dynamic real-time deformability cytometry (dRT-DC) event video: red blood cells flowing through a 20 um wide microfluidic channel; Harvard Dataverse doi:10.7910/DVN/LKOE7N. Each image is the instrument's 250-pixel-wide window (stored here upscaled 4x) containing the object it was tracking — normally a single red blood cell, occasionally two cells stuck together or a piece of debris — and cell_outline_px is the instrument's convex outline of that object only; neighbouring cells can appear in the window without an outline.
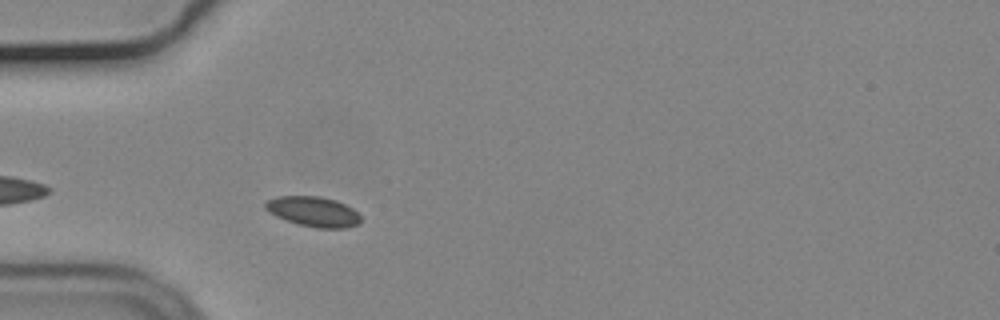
{"species": "common noctule bat (a hibernating species)", "species_latin": "Nyctalus noctula", "temperature_condition": "cold", "stored_images_in_passage": 12, "camera_frame_rate_fps": 3000, "um_per_image_px": 0.085, "animal": {"sex": "male", "body_mass_g": 19.2, "forearm_length_mm": 51.8}, "frame": {"image": 1, "passage_image": 4, "time_ms": 1.0, "image_size_px": [1000, 320], "cell_outline_px": [[360, 224], [348, 228], [316, 228], [300, 224], [276, 216], [268, 212], [264, 208], [264, 204], [268, 200], [276, 196], [320, 196], [336, 200], [352, 208], [360, 216]], "centroid_in_image_um": [26.64, 17.98], "position_along_channel_um": 58.4, "area_um2": 16.7}}
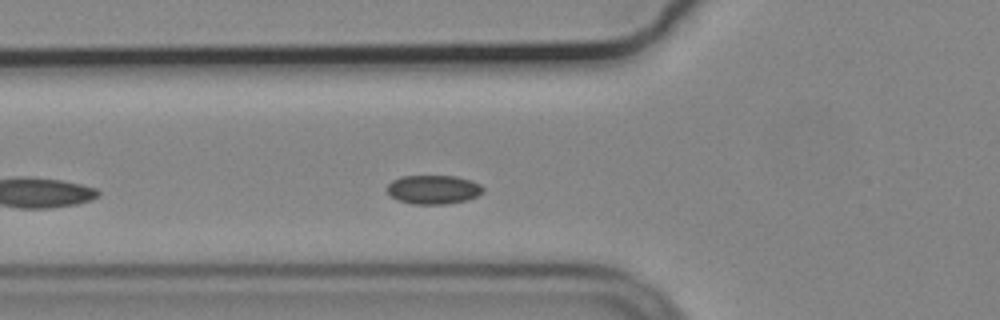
{"frame": {"image": 2, "passage_image": 7, "time_ms": 2.0, "image_size_px": [1000, 320], "cell_outline_px": [[484, 192], [468, 200], [448, 204], [412, 204], [396, 200], [388, 192], [388, 184], [392, 180], [400, 176], [456, 176], [472, 180], [480, 184], [484, 188]], "centroid_in_image_um": [36.86, 16.11], "position_along_channel_um": 88.9, "area_um2": 16.36}}
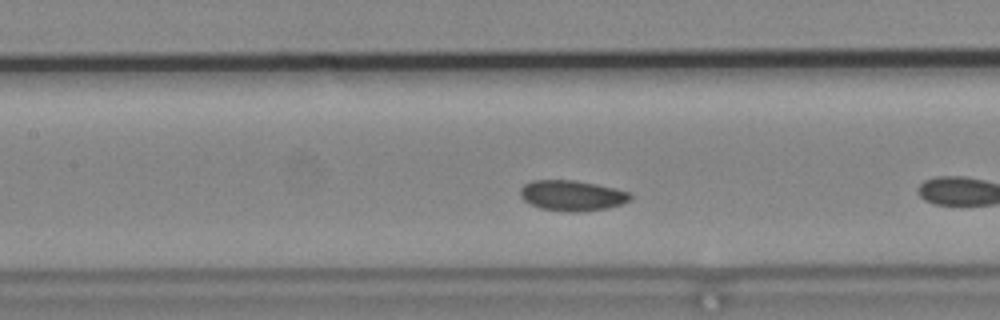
{"frame": {"image": 3, "passage_image": 10, "time_ms": 3.0, "image_size_px": [1000, 320], "cell_outline_px": [[632, 200], [608, 208], [580, 212], [568, 212], [540, 208], [524, 200], [520, 196], [520, 188], [524, 184], [532, 180], [576, 180], [596, 184], [632, 192]], "centroid_in_image_um": [48.65, 16.62], "position_along_channel_um": 158.8, "area_um2": 19.71}}